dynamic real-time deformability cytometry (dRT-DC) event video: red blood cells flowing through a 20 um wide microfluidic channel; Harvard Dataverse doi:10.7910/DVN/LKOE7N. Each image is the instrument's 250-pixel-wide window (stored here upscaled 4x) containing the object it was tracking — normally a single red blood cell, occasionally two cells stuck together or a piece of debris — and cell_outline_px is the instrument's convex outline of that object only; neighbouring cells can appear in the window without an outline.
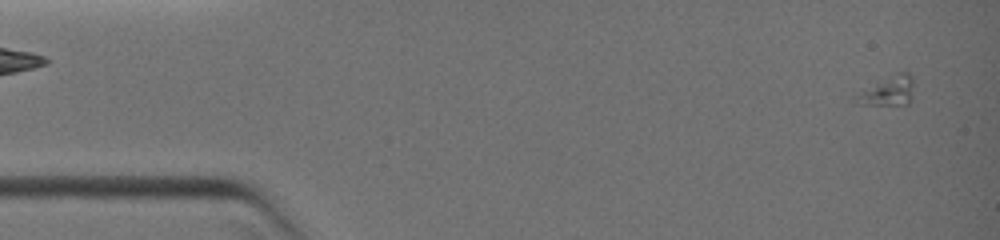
{"species": "common noctule bat (a hibernating species)", "species_latin": "Nyctalus noctula", "temperature_condition": "warm", "stored_images_in_passage": 20, "camera_frame_rate_fps": 3000, "um_per_image_px": 0.085, "animal": {"sex": "female", "body_mass_g": 19.0, "forearm_length_mm": 51.5}, "frame": {"image": 1, "passage_image": 2, "time_ms": 0.333, "image_size_px": [1000, 240], "cell_outline_px": [[912, 100], [908, 104], [860, 104], [852, 100], [852, 96], [864, 88], [896, 72], [908, 72], [912, 76]], "centroid_in_image_um": [75.44, 7.72], "position_along_channel_um": 9.6, "area_um2": 10.06}}